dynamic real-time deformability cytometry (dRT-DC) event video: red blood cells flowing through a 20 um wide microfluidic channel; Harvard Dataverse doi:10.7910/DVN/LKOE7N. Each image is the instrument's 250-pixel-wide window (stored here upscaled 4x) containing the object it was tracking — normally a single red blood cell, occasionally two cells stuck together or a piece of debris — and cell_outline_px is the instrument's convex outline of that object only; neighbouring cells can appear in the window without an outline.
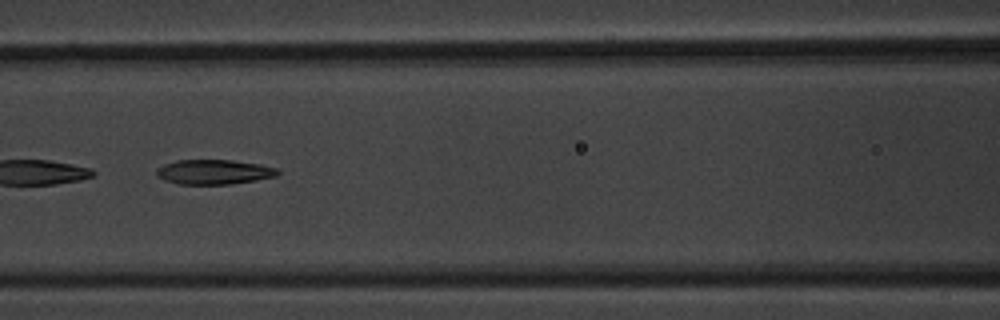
{"species": "common noctule bat (a hibernating species)", "species_latin": "Nyctalus noctula", "temperature_condition": "warm", "stored_images_in_passage": 44, "camera_frame_rate_fps": 3000, "um_per_image_px": 0.085, "animal": {"sex": "male", "body_mass_g": 20.1, "forearm_length_mm": 53.5}, "frame": {"image": 1, "passage_image": 16, "time_ms": 5.0, "image_size_px": [1000, 320], "cell_outline_px": [[280, 172], [276, 176], [256, 180], [232, 184], [180, 184], [164, 180], [156, 176], [156, 168], [164, 164], [176, 160], [232, 160], [260, 164], [276, 168]], "centroid_in_image_um": [18.16, 14.61], "position_along_channel_um": 148.4, "area_um2": 17.51}}
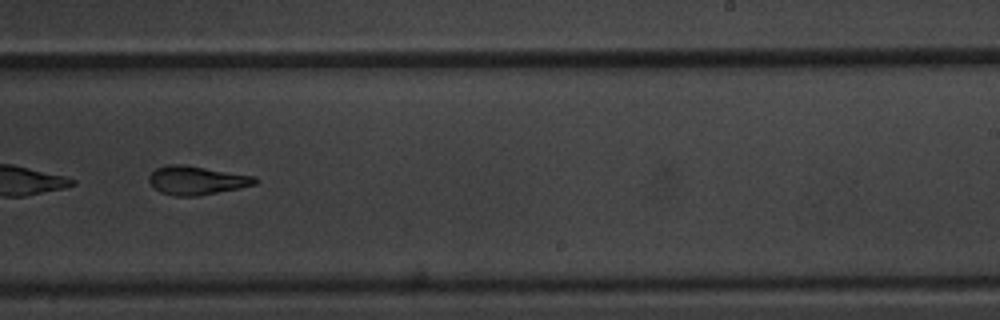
{"frame": {"image": 2, "passage_image": 27, "time_ms": 8.667, "image_size_px": [1000, 320], "cell_outline_px": [[260, 180], [256, 184], [240, 188], [196, 196], [172, 196], [160, 192], [148, 180], [148, 176], [156, 168], [168, 164], [184, 164], [256, 176]], "centroid_in_image_um": [16.74, 15.32], "position_along_channel_um": 272.3, "area_um2": 17.86}}
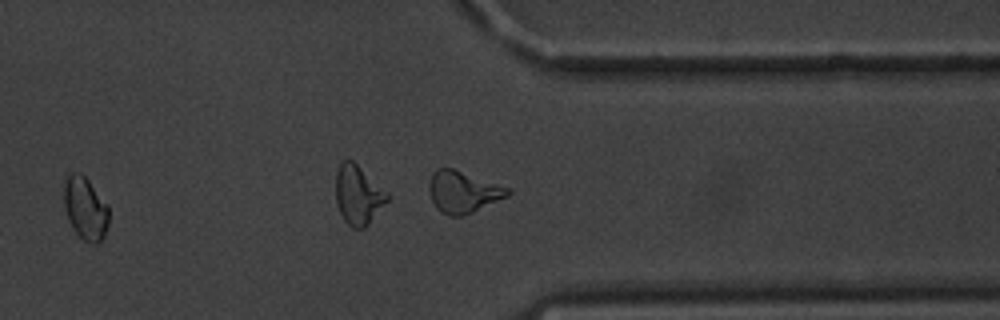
{"frame": {"image": 3, "passage_image": 36, "time_ms": 11.667, "image_size_px": [1000, 320], "cell_outline_px": [[108, 224], [104, 236], [96, 244], [92, 244], [84, 240], [72, 228], [68, 220], [64, 208], [64, 184], [68, 176], [72, 172], [80, 172], [88, 180], [108, 204]], "centroid_in_image_um": [7.25, 17.71], "position_along_channel_um": 404.2, "area_um2": 16.42}, "authors_computed_cell_mechanics": {"area_um2": 17.9758, "velocity_mm_per_s": 3.3831, "shape_relaxation_time_tau1_ms": 8.2055, "shape_relaxation_time_tau2_ms": 3.5684, "deformation_change_tau1": 0.2094, "deformation_change_tau2": 0.1207}}